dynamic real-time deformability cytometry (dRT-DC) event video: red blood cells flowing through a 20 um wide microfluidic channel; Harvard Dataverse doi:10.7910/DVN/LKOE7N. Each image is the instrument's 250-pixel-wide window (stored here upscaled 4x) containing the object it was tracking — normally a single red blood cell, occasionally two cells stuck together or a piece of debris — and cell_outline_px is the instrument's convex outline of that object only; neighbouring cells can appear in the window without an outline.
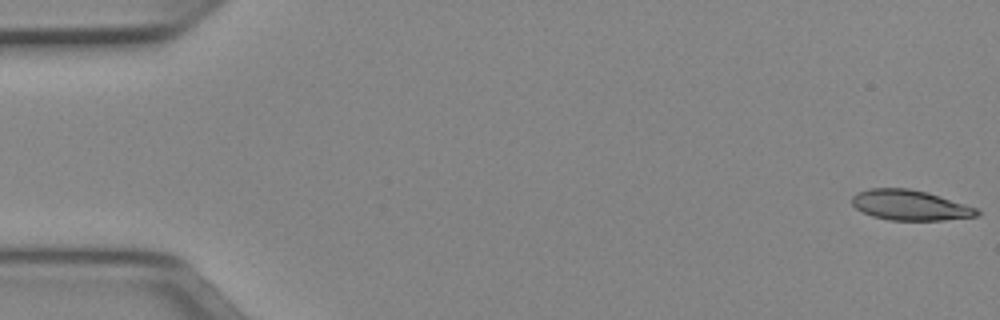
{"species": "Egyptian fruit bat (a non-hibernating species)", "species_latin": "Rousettus aegyptiacus", "temperature_condition": "cold", "stored_images_in_passage": 51, "camera_frame_rate_fps": 3000, "um_per_image_px": 0.085, "animal": {"sex": "female"}, "frame": {"image": 1, "passage_image": 1, "time_ms": 0.0, "image_size_px": [1000, 320], "cell_outline_px": [[980, 216], [944, 220], [888, 220], [872, 216], [856, 208], [852, 204], [852, 196], [856, 192], [868, 188], [908, 188], [928, 192], [976, 208], [980, 212]], "centroid_in_image_um": [77.34, 17.43], "position_along_channel_um": 7.7, "area_um2": 22.08}}
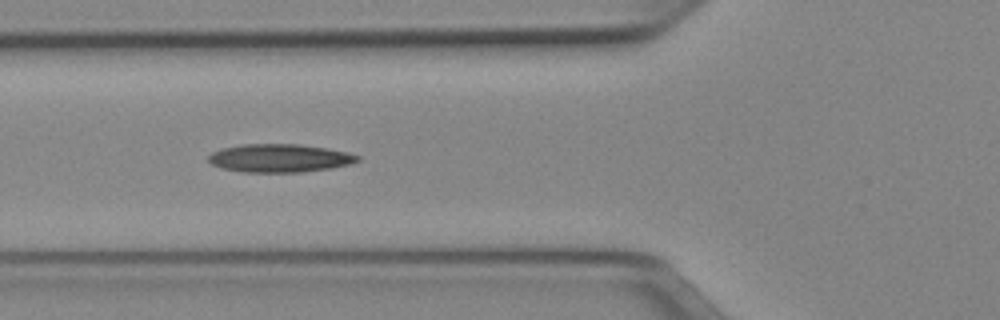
{"frame": {"image": 2, "passage_image": 19, "time_ms": 6.0, "image_size_px": [1000, 320], "cell_outline_px": [[360, 160], [352, 164], [328, 168], [300, 172], [244, 172], [220, 168], [212, 164], [208, 160], [208, 156], [212, 152], [224, 148], [240, 144], [300, 144], [348, 152], [360, 156]], "centroid_in_image_um": [23.76, 13.44], "position_along_channel_um": 102.0, "area_um2": 24.45}}
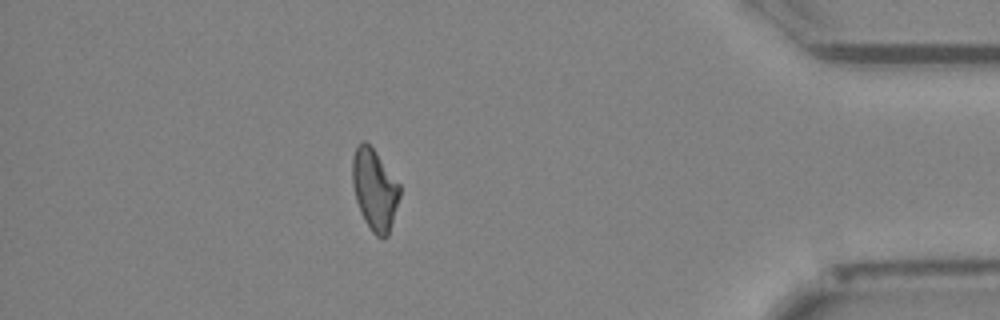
{"frame": {"image": 3, "passage_image": 45, "time_ms": 14.667, "image_size_px": [1000, 320], "cell_outline_px": [[400, 196], [388, 236], [384, 240], [376, 236], [372, 232], [364, 220], [360, 212], [356, 200], [352, 184], [352, 156], [360, 140], [364, 140], [376, 152], [400, 184]], "centroid_in_image_um": [31.83, 16.13], "position_along_channel_um": 403.4, "area_um2": 22.54}, "authors_computed_cell_mechanics": {"area_um2": 23.0044, "velocity_mm_per_s": 3.966, "shape_relaxation_time_tau1_ms": null, "shape_relaxation_time_tau2_ms": 9.8134, "deformation_change_tau1": null, "deformation_change_tau2": 0.215}}